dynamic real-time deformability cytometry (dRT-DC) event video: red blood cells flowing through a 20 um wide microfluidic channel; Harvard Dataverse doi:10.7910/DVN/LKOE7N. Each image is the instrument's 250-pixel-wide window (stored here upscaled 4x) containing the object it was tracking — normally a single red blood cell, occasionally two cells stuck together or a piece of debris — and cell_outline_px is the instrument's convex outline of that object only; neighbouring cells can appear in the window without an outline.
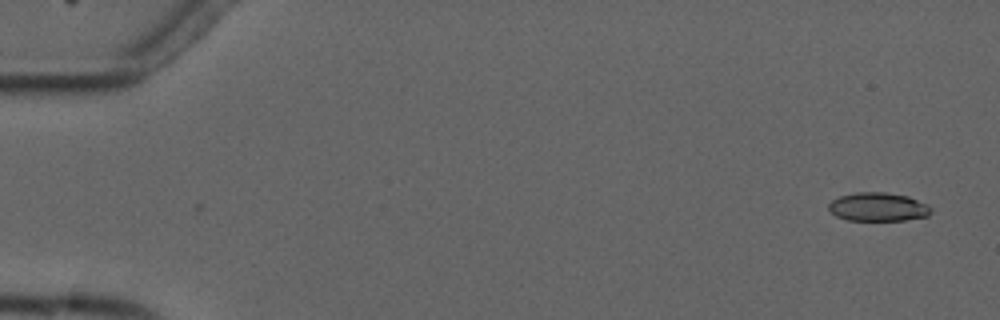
{"species": "common noctule bat (a hibernating species)", "species_latin": "Nyctalus noctula", "temperature_condition": "cold", "stored_images_in_passage": 2, "camera_frame_rate_fps": 3000, "um_per_image_px": 0.085, "animal": {"sex": "male", "forearm_length_mm": 52.5}, "frame": {"image": 1, "passage_image": 2, "time_ms": 1.0, "image_size_px": [1000, 320], "cell_outline_px": [[932, 212], [928, 216], [904, 220], [848, 220], [836, 216], [828, 208], [828, 204], [832, 200], [840, 196], [856, 192], [884, 192], [908, 196], [928, 204], [932, 208]], "centroid_in_image_um": [74.66, 17.58], "position_along_channel_um": 10.3, "area_um2": 17.11}}